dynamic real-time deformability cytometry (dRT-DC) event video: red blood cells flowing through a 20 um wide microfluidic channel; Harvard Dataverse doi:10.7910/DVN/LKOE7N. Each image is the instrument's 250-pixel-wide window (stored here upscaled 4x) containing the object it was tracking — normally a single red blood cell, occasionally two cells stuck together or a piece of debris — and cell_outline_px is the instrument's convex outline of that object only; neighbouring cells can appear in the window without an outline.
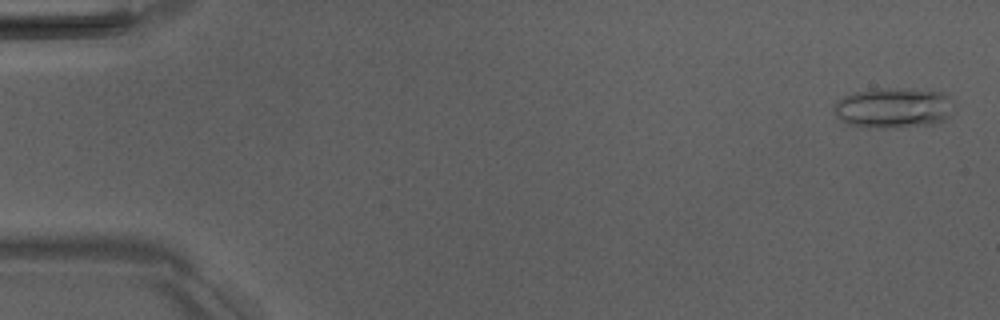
{"species": "Egyptian fruit bat (a non-hibernating species)", "species_latin": "Rousettus aegyptiacus", "temperature_condition": "room temperature", "stored_images_in_passage": 5, "camera_frame_rate_fps": 3000, "um_per_image_px": 0.085, "animal": {"sex": "male"}, "frame": {"image": 1, "passage_image": 1, "time_ms": 0.0, "image_size_px": [1000, 320], "cell_outline_px": [[956, 104], [948, 116], [944, 120], [932, 124], [896, 128], [868, 128], [848, 124], [836, 112], [832, 104], [844, 96], [856, 92], [944, 92], [952, 96]], "centroid_in_image_um": [76.01, 9.25], "position_along_channel_um": 9.0, "area_um2": 26.93}}